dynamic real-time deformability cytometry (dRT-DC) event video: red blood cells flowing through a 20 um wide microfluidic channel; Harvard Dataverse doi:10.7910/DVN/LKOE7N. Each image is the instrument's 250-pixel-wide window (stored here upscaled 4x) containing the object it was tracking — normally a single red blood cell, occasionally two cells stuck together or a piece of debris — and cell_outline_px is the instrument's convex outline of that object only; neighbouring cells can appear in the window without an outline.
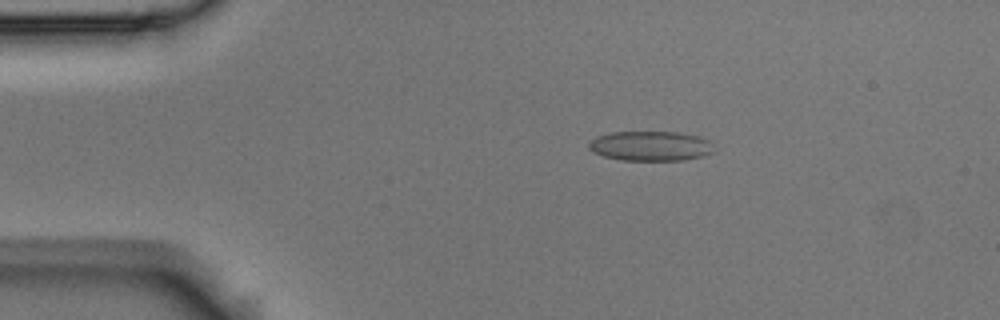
{"species": "Egyptian fruit bat (a non-hibernating species)", "species_latin": "Rousettus aegyptiacus", "temperature_condition": "room temperature", "stored_images_in_passage": 46, "camera_frame_rate_fps": 3000, "um_per_image_px": 0.085, "animal": {"sex": "male"}, "frame": {"image": 1, "passage_image": 1, "time_ms": 0.0, "image_size_px": [1000, 320], "cell_outline_px": [[712, 152], [704, 156], [684, 160], [620, 160], [604, 156], [592, 152], [588, 148], [588, 140], [596, 136], [612, 132], [676, 132], [700, 136], [708, 140], [712, 144]], "centroid_in_image_um": [55.25, 12.41], "position_along_channel_um": 29.7, "area_um2": 21.85}}
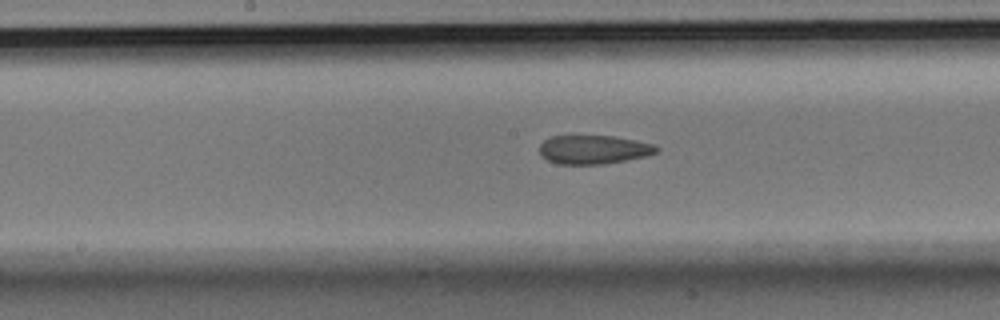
{"frame": {"image": 2, "passage_image": 19, "time_ms": 6.0, "image_size_px": [1000, 320], "cell_outline_px": [[660, 148], [656, 152], [644, 156], [604, 164], [556, 164], [540, 156], [540, 144], [544, 140], [552, 136], [612, 136], [636, 140], [652, 144]], "centroid_in_image_um": [50.41, 12.71], "position_along_channel_um": 197.8, "area_um2": 19.48}}
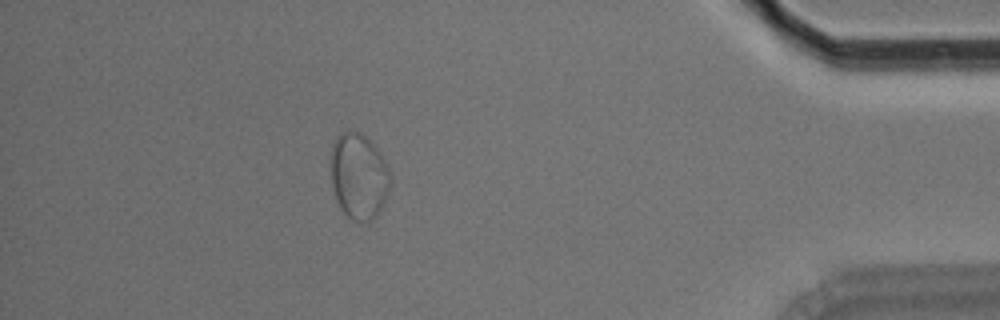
{"frame": {"image": 3, "passage_image": 40, "time_ms": 13.0, "image_size_px": [1000, 320], "cell_outline_px": [[392, 184], [376, 216], [372, 220], [352, 220], [340, 208], [336, 200], [332, 184], [332, 144], [336, 136], [340, 132], [360, 132], [380, 152], [388, 168], [392, 180]], "centroid_in_image_um": [30.5, 14.97], "position_along_channel_um": 404.7, "area_um2": 29.42}, "authors_computed_cell_mechanics": {"area_um2": 21.0681, "velocity_mm_per_s": 3.6253, "shape_relaxation_time_tau1_ms": null, "shape_relaxation_time_tau2_ms": 2.1677, "deformation_change_tau1": null, "deformation_change_tau2": 0.073}}